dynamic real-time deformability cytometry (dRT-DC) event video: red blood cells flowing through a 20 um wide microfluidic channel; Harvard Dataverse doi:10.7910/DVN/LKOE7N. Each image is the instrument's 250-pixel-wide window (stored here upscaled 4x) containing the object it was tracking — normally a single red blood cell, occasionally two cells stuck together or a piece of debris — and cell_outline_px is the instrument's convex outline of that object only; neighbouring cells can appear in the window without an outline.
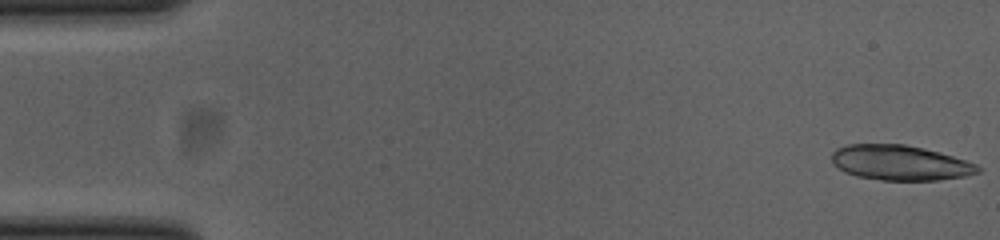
{"species": "common noctule bat (a hibernating species)", "species_latin": "Nyctalus noctula", "temperature_condition": "cold", "stored_images_in_passage": 24, "camera_frame_rate_fps": 3000, "um_per_image_px": 0.085, "animal": {"sex": "female", "body_mass_g": 23.0, "forearm_length_mm": 53.4}, "frame": {"image": 1, "passage_image": 1, "time_ms": 0.0, "image_size_px": [1000, 240], "cell_outline_px": [[984, 168], [980, 172], [964, 176], [940, 180], [880, 180], [856, 176], [844, 172], [832, 164], [832, 152], [836, 148], [848, 144], [904, 144], [924, 148], [940, 152], [976, 164]], "centroid_in_image_um": [76.49, 13.83], "position_along_channel_um": 8.5, "area_um2": 30.06}}
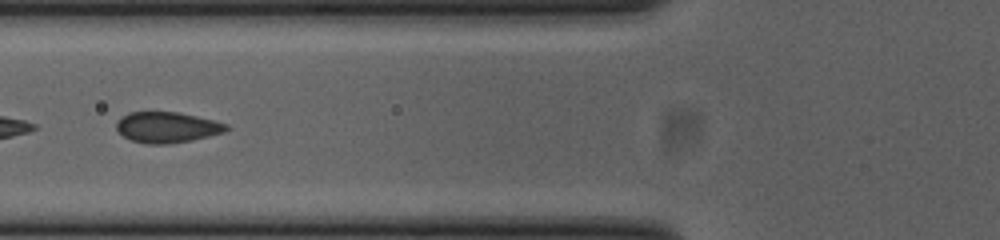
{"frame": {"image": 2, "passage_image": 20, "time_ms": 6.333, "image_size_px": [1000, 240], "cell_outline_px": [[232, 128], [224, 132], [192, 140], [168, 144], [148, 144], [132, 140], [124, 136], [116, 128], [116, 120], [120, 116], [128, 112], [180, 112], [228, 124]], "centroid_in_image_um": [14.19, 10.81], "position_along_channel_um": 111.6, "area_um2": 19.77}}